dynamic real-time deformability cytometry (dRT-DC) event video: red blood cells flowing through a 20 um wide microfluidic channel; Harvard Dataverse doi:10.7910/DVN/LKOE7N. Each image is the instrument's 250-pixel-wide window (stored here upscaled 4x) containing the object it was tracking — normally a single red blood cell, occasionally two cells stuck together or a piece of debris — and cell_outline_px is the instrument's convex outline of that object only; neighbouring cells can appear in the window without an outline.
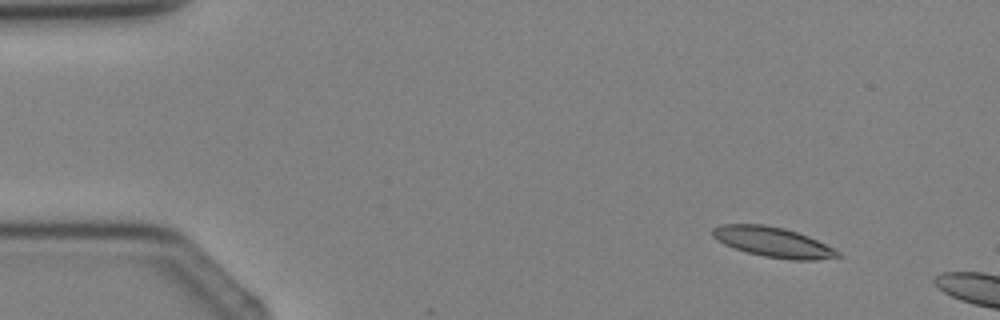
{"species": "Egyptian fruit bat (a non-hibernating species)", "species_latin": "Rousettus aegyptiacus", "temperature_condition": "cold", "stored_images_in_passage": 2, "camera_frame_rate_fps": 3000, "um_per_image_px": 0.085, "animal": {"sex": "female"}, "frame": {"image": 1, "passage_image": 1, "time_ms": 0.0, "image_size_px": [1000, 320], "cell_outline_px": [[840, 256], [816, 260], [792, 260], [764, 256], [732, 248], [716, 240], [712, 236], [712, 228], [720, 224], [764, 224], [784, 228], [808, 236], [840, 252]], "centroid_in_image_um": [65.65, 20.57], "position_along_channel_um": 19.4, "area_um2": 21.79}}